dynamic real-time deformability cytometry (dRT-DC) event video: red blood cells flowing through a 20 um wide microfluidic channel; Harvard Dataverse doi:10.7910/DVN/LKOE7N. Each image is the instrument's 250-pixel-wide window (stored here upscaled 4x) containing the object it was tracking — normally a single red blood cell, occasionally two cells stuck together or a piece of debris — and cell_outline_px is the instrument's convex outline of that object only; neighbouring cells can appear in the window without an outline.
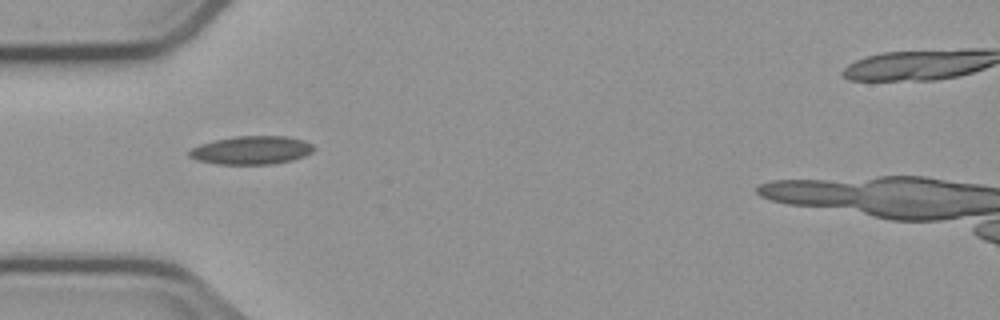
{"species": "common noctule bat (a hibernating species)", "species_latin": "Nyctalus noctula", "temperature_condition": "cold", "stored_images_in_passage": 5, "camera_frame_rate_fps": 3000, "um_per_image_px": 0.085, "animal": {"sex": "male", "body_mass_g": 23.1, "forearm_length_mm": 52.7}, "frame": {"image": 1, "passage_image": 1, "time_ms": 0.0, "image_size_px": [1000, 320], "cell_outline_px": [[316, 148], [312, 152], [304, 156], [292, 160], [272, 164], [216, 164], [196, 160], [188, 156], [188, 152], [192, 148], [200, 144], [216, 140], [236, 136], [288, 136], [304, 140], [312, 144]], "centroid_in_image_um": [21.39, 12.77], "position_along_channel_um": 63.6, "area_um2": 20.63}}
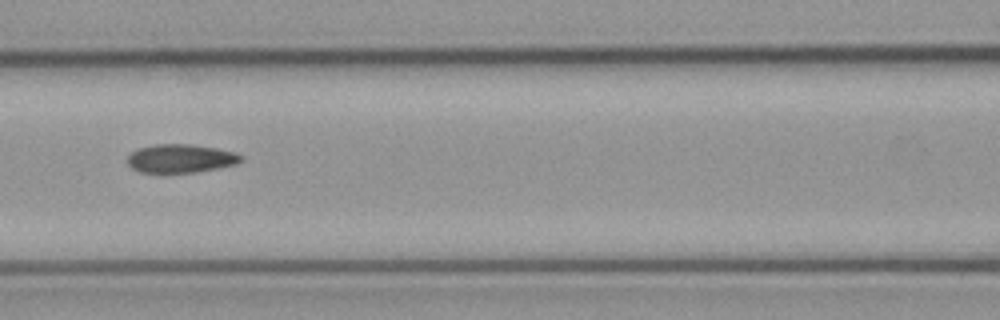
{"frame": {"image": 2, "passage_image": 3, "time_ms": 2.333, "image_size_px": [1000, 320], "cell_outline_px": [[244, 160], [236, 164], [196, 172], [140, 172], [132, 168], [128, 164], [128, 156], [132, 152], [140, 148], [156, 144], [188, 144], [216, 148], [236, 152], [244, 156]], "centroid_in_image_um": [15.4, 13.46], "position_along_channel_um": 151.2, "area_um2": 18.73}}
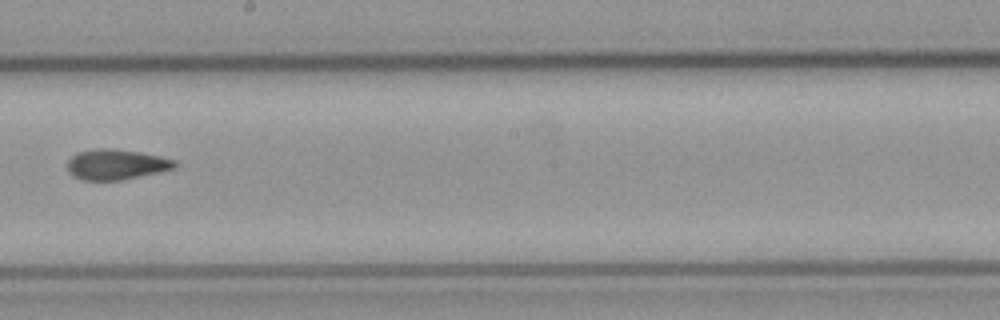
{"frame": {"image": 3, "passage_image": 5, "time_ms": 4.667, "image_size_px": [1000, 320], "cell_outline_px": [[176, 168], [120, 180], [80, 180], [72, 176], [68, 172], [68, 160], [76, 152], [96, 148], [112, 148], [140, 152], [160, 156], [176, 160]], "centroid_in_image_um": [9.84, 13.97], "position_along_channel_um": 238.4, "area_um2": 19.07}}